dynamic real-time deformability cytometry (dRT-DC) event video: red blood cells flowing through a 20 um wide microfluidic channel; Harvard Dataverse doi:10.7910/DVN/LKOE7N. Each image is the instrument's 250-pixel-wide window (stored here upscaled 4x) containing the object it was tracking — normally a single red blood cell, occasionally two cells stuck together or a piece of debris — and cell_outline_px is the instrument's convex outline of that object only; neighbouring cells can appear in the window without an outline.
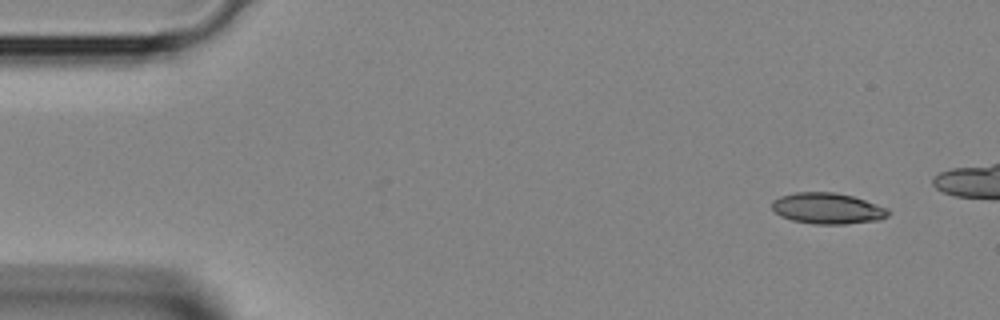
{"species": "Egyptian fruit bat (a non-hibernating species)", "species_latin": "Rousettus aegyptiacus", "temperature_condition": "room temperature", "stored_images_in_passage": 4, "camera_frame_rate_fps": 3000, "um_per_image_px": 0.085, "animal": {"sex": "female"}, "frame": {"image": 1, "passage_image": 1, "time_ms": 0.0, "image_size_px": [1000, 320], "cell_outline_px": [[888, 216], [880, 220], [844, 224], [812, 224], [792, 220], [780, 216], [772, 208], [772, 200], [780, 196], [796, 192], [836, 192], [852, 196], [888, 208]], "centroid_in_image_um": [70.32, 17.71], "position_along_channel_um": 14.7, "area_um2": 21.04}}
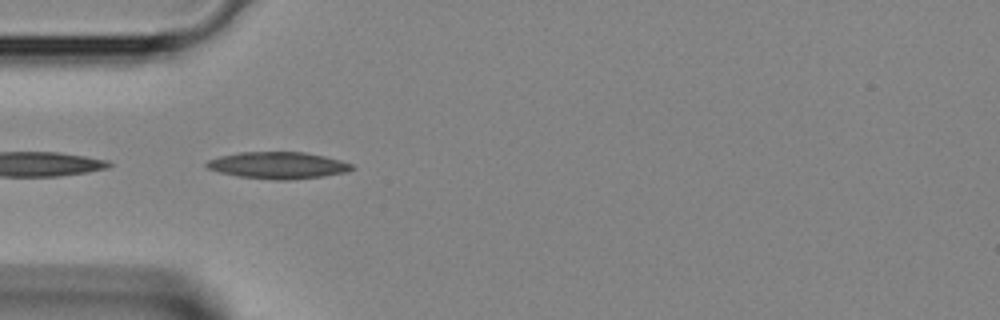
{"frame": {"image": 2, "passage_image": 4, "time_ms": 1.0, "image_size_px": [1000, 320], "cell_outline_px": [[356, 168], [348, 172], [324, 176], [288, 180], [276, 180], [240, 176], [220, 172], [208, 168], [204, 164], [208, 160], [220, 156], [240, 152], [304, 152], [324, 156], [340, 160], [352, 164]], "centroid_in_image_um": [23.67, 14.05], "position_along_channel_um": 61.3, "area_um2": 22.6}}